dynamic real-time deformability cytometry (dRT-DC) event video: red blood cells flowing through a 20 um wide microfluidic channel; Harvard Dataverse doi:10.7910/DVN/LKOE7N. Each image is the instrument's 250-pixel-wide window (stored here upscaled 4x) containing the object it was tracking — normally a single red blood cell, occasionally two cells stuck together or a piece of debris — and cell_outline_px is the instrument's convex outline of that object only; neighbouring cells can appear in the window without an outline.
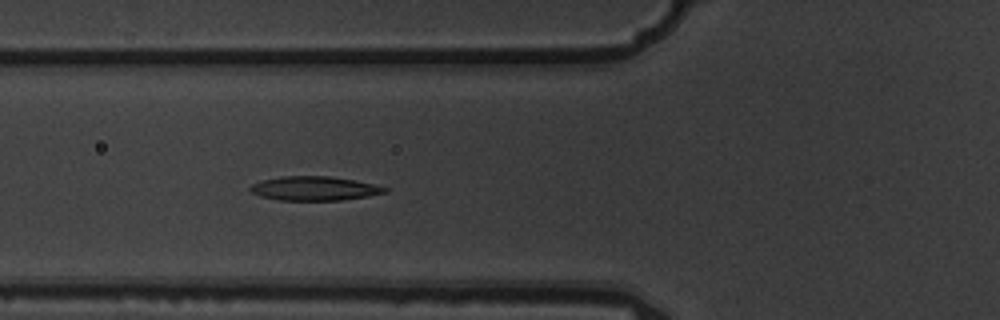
{"species": "common noctule bat (a hibernating species)", "species_latin": "Nyctalus noctula", "temperature_condition": "warm", "stored_images_in_passage": 5, "camera_frame_rate_fps": 3000, "um_per_image_px": 0.085, "animal": {"sex": "male", "body_mass_g": 19.5, "forearm_length_mm": 54.6}, "frame": {"image": 1, "passage_image": 5, "time_ms": 1.333, "image_size_px": [1000, 320], "cell_outline_px": [[388, 192], [368, 196], [340, 200], [280, 200], [260, 196], [252, 192], [248, 188], [252, 184], [264, 180], [280, 176], [332, 176], [356, 180], [388, 188]], "centroid_in_image_um": [26.73, 16.01], "position_along_channel_um": 99.1, "area_um2": 18.84}}